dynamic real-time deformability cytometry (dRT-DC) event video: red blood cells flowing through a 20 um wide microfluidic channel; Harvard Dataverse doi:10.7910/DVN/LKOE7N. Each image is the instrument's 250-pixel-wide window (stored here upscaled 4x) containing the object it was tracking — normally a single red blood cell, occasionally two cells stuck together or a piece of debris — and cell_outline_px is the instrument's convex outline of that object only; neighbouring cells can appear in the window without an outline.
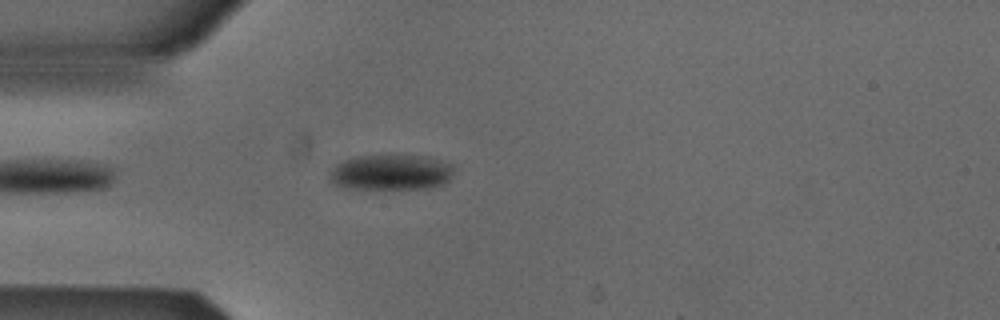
{"species": "Egyptian fruit bat (a non-hibernating species)", "species_latin": "Rousettus aegyptiacus", "temperature_condition": "cold", "stored_images_in_passage": 3, "camera_frame_rate_fps": 3000, "um_per_image_px": 0.085, "animal": {"sex": "male"}, "frame": {"image": 1, "passage_image": 3, "time_ms": 0.667, "image_size_px": [1000, 320], "cell_outline_px": [[452, 172], [448, 180], [444, 184], [424, 188], [344, 188], [336, 184], [328, 176], [328, 172], [336, 164], [344, 160], [356, 156], [388, 152], [428, 156], [452, 164]], "centroid_in_image_um": [33.21, 14.58], "position_along_channel_um": 51.8, "area_um2": 26.41}}